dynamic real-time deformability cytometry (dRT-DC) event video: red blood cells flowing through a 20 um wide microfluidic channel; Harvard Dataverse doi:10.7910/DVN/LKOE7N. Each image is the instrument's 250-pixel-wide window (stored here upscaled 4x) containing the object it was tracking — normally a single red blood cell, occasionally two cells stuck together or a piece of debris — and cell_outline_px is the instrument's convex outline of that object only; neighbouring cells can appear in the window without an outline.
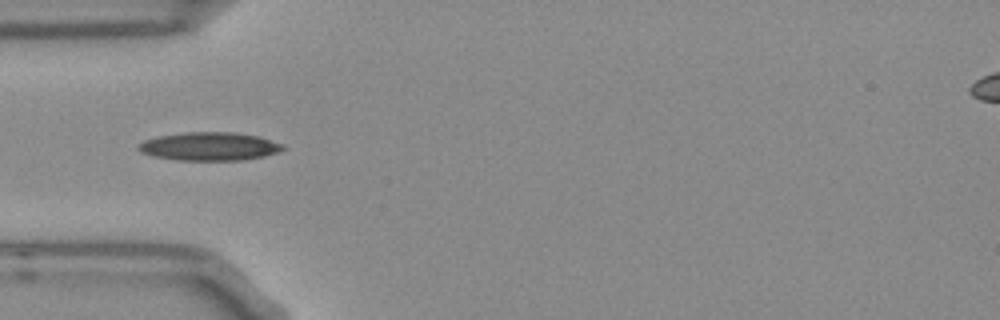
{"species": "Egyptian fruit bat (a non-hibernating species)", "species_latin": "Rousettus aegyptiacus", "temperature_condition": "room temperature", "stored_images_in_passage": 38, "camera_frame_rate_fps": 3000, "um_per_image_px": 0.085, "frame": {"image": 1, "passage_image": 1, "time_ms": 0.0, "image_size_px": [1000, 320], "cell_outline_px": [[288, 148], [280, 152], [264, 156], [240, 160], [176, 160], [156, 156], [140, 152], [136, 148], [144, 140], [156, 136], [188, 132], [236, 132], [260, 136], [284, 144]], "centroid_in_image_um": [17.86, 12.43], "position_along_channel_um": 67.1, "area_um2": 24.04}}
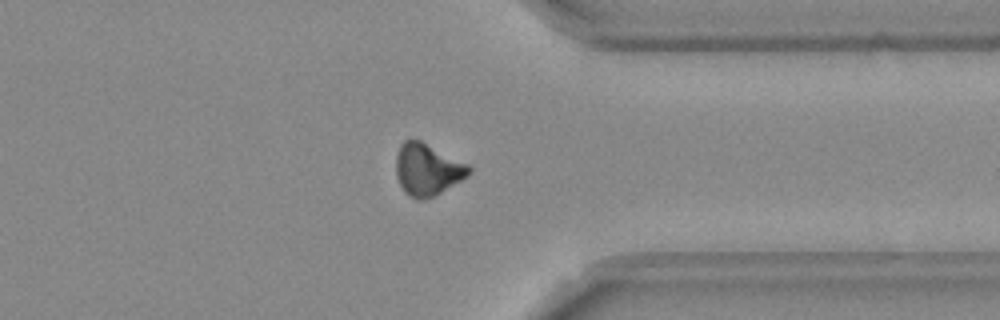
{"frame": {"image": 2, "passage_image": 26, "time_ms": 8.333, "image_size_px": [1000, 320], "cell_outline_px": [[472, 172], [468, 176], [440, 192], [424, 200], [416, 200], [408, 196], [404, 192], [396, 176], [396, 156], [400, 144], [404, 140], [420, 140], [468, 164], [472, 168]], "centroid_in_image_um": [36.31, 14.41], "position_along_channel_um": 375.1, "area_um2": 22.02}}
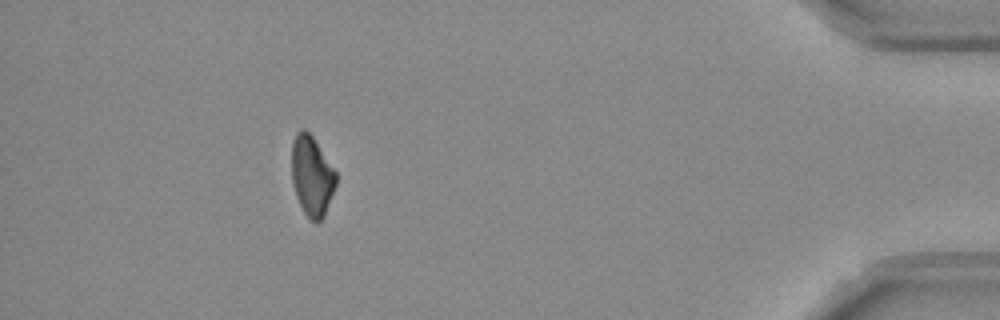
{"frame": {"image": 3, "passage_image": 33, "time_ms": 10.667, "image_size_px": [1000, 320], "cell_outline_px": [[336, 184], [324, 216], [316, 224], [304, 212], [296, 196], [292, 180], [292, 144], [296, 132], [300, 128], [304, 128], [312, 136], [336, 172]], "centroid_in_image_um": [26.5, 14.94], "position_along_channel_um": 408.7, "area_um2": 20.4}}